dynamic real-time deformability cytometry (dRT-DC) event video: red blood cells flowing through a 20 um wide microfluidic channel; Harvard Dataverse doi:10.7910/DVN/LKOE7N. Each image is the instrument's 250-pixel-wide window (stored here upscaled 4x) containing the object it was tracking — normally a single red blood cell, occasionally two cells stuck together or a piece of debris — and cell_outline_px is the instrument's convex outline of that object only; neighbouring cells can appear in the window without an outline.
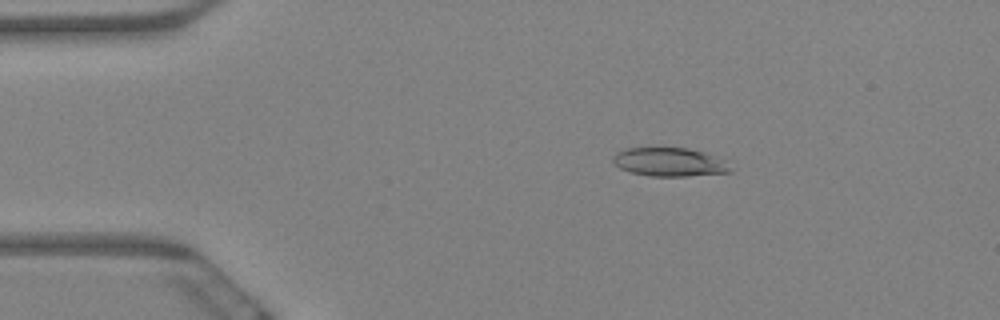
{"species": "Egyptian fruit bat (a non-hibernating species)", "species_latin": "Rousettus aegyptiacus", "temperature_condition": "warm", "stored_images_in_passage": 10, "camera_frame_rate_fps": 3000, "um_per_image_px": 0.085, "animal": {"sex": "female"}, "frame": {"image": 1, "passage_image": 4, "time_ms": 1.0, "image_size_px": [1000, 320], "cell_outline_px": [[732, 172], [688, 176], [652, 176], [632, 172], [620, 168], [612, 160], [612, 156], [616, 152], [624, 148], [688, 148], [724, 160]], "centroid_in_image_um": [56.85, 13.77], "position_along_channel_um": 28.1, "area_um2": 19.25}}
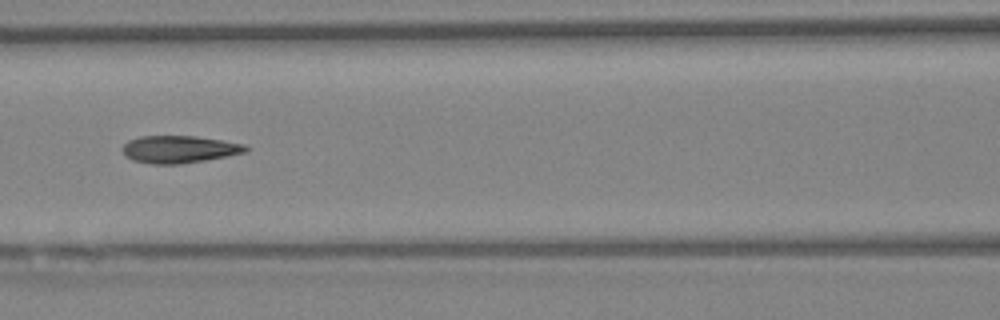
{"frame": {"image": 2, "passage_image": 9, "time_ms": 2.667, "image_size_px": [1000, 320], "cell_outline_px": [[248, 152], [204, 160], [180, 164], [152, 164], [132, 160], [124, 156], [120, 148], [128, 140], [140, 136], [196, 136], [244, 144], [248, 148]], "centroid_in_image_um": [15.17, 12.69], "position_along_channel_um": 151.4, "area_um2": 19.71}}
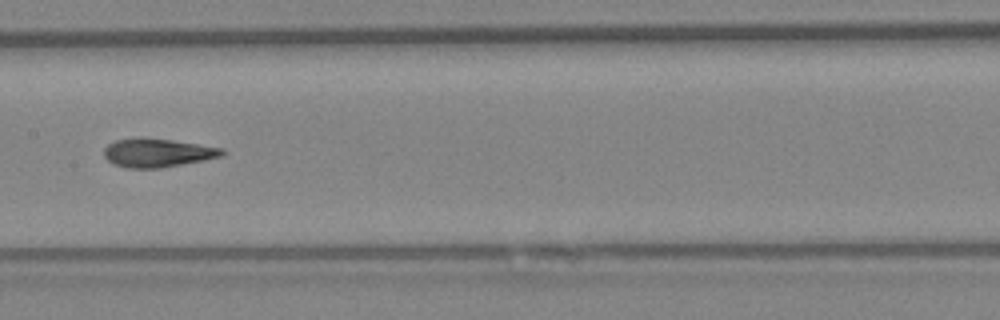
{"frame": {"image": 3, "passage_image": 10, "time_ms": 3.0, "image_size_px": [1000, 320], "cell_outline_px": [[224, 156], [204, 160], [160, 168], [128, 168], [112, 164], [104, 156], [104, 148], [108, 144], [116, 140], [172, 140], [224, 148]], "centroid_in_image_um": [13.42, 13.03], "position_along_channel_um": 194.0, "area_um2": 19.07}}